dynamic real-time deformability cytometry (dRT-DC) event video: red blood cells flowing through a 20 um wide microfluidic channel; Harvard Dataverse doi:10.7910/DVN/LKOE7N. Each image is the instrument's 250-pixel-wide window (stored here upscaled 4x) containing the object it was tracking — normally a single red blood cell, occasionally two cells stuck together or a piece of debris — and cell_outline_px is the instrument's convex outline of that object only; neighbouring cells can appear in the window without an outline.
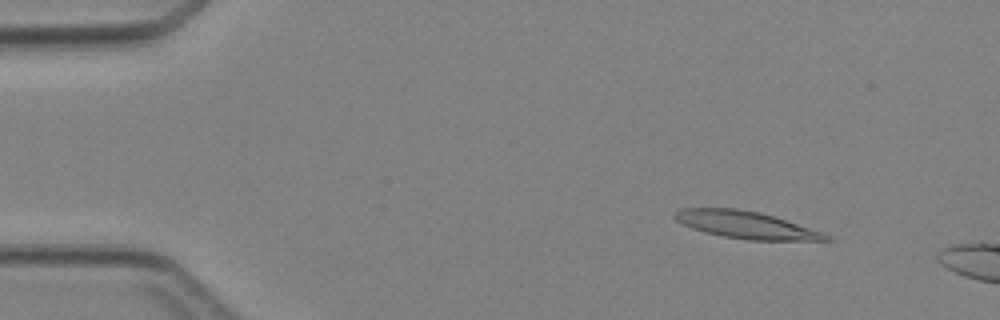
{"species": "Egyptian fruit bat (a non-hibernating species)", "species_latin": "Rousettus aegyptiacus", "temperature_condition": "cold", "stored_images_in_passage": 2, "camera_frame_rate_fps": 3000, "um_per_image_px": 0.085, "animal": {"sex": "female"}, "frame": {"image": 1, "passage_image": 1, "time_ms": 0.0, "image_size_px": [1000, 320], "cell_outline_px": [[836, 240], [748, 240], [724, 236], [704, 232], [692, 228], [676, 220], [672, 216], [672, 212], [680, 208], [736, 208], [760, 212], [832, 236]], "centroid_in_image_um": [63.34, 19.11], "position_along_channel_um": 21.7, "area_um2": 23.7}}